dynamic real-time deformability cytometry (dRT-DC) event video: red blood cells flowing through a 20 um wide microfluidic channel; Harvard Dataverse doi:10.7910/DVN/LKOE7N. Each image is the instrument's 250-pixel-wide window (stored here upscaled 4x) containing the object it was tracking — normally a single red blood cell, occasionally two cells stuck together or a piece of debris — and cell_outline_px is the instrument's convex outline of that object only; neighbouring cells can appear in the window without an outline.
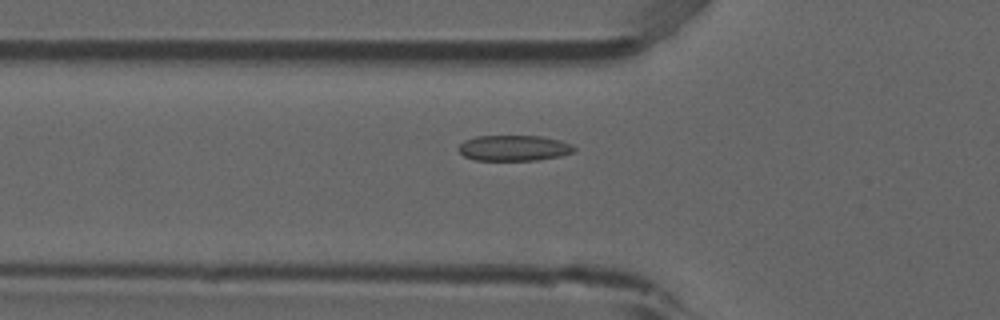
{"species": "common noctule bat (a hibernating species)", "species_latin": "Nyctalus noctula", "temperature_condition": "room temperature", "stored_images_in_passage": 54, "camera_frame_rate_fps": 3000, "um_per_image_px": 0.085, "animal": {"sex": "male", "forearm_length_mm": 52.5}, "frame": {"image": 1, "passage_image": 19, "time_ms": 6.0, "image_size_px": [1000, 320], "cell_outline_px": [[576, 148], [572, 152], [560, 156], [536, 160], [476, 160], [464, 156], [456, 148], [464, 140], [476, 136], [540, 136], [560, 140], [572, 144]], "centroid_in_image_um": [43.66, 12.58], "position_along_channel_um": 82.1, "area_um2": 17.28}}
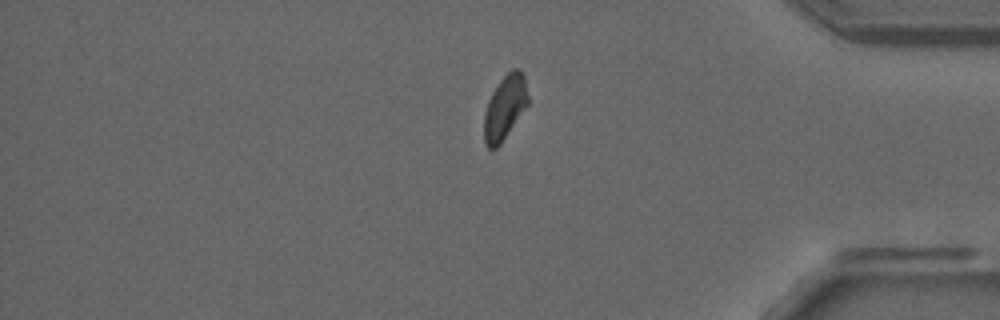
{"frame": {"image": 2, "passage_image": 45, "time_ms": 14.667, "image_size_px": [1000, 320], "cell_outline_px": [[528, 104], [500, 144], [496, 148], [488, 148], [484, 140], [484, 112], [488, 100], [492, 92], [500, 80], [512, 68], [516, 68], [524, 76], [528, 96]], "centroid_in_image_um": [42.89, 9.13], "position_along_channel_um": 392.3, "area_um2": 16.18}}
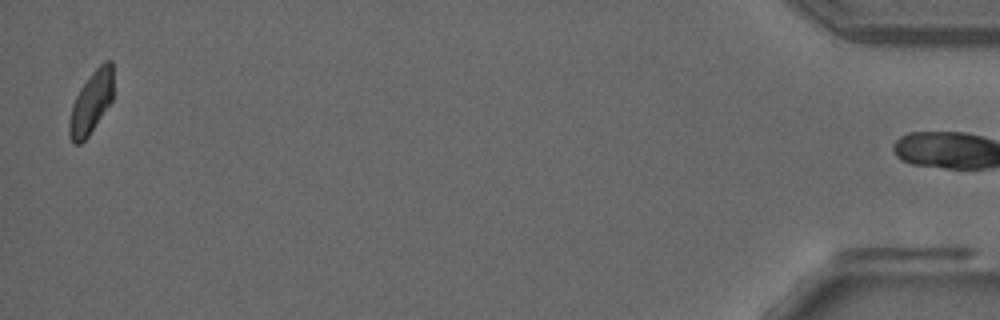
{"frame": {"image": 3, "passage_image": 53, "time_ms": 17.333, "image_size_px": [1000, 320], "cell_outline_px": [[112, 100], [88, 136], [80, 144], [76, 144], [72, 140], [68, 132], [68, 124], [72, 104], [80, 88], [92, 72], [104, 60], [112, 60]], "centroid_in_image_um": [7.73, 8.7], "position_along_channel_um": 427.5, "area_um2": 15.78}, "authors_computed_cell_mechanics": {"area_um2": 17.3111, "velocity_mm_per_s": 3.8686, "shape_relaxation_time_tau1_ms": 8.4065, "shape_relaxation_time_tau2_ms": 1.9676, "deformation_change_tau1": 0.1552, "deformation_change_tau2": 0.0721}}